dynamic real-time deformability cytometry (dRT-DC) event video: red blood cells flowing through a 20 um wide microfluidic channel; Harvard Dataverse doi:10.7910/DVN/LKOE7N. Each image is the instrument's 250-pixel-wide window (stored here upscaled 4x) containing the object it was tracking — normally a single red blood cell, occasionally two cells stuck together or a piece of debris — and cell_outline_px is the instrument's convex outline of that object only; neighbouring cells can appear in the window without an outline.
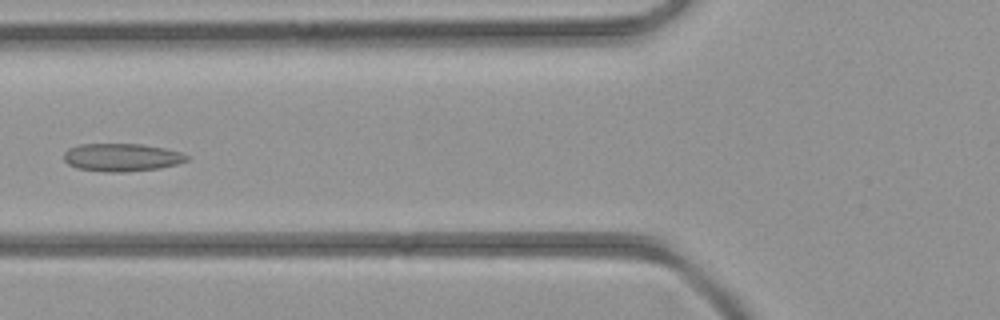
{"species": "common noctule bat (a hibernating species)", "species_latin": "Nyctalus noctula", "temperature_condition": "room temperature", "stored_images_in_passage": 43, "camera_frame_rate_fps": 3000, "um_per_image_px": 0.085, "animal": {"sex": "female", "body_mass_g": 21.9}, "frame": {"image": 1, "passage_image": 16, "time_ms": 5.0, "image_size_px": [1000, 320], "cell_outline_px": [[188, 160], [176, 164], [160, 168], [124, 172], [108, 172], [76, 168], [68, 164], [64, 160], [64, 152], [68, 148], [80, 144], [140, 144], [164, 148], [180, 152], [188, 156]], "centroid_in_image_um": [10.32, 13.37], "position_along_channel_um": 115.5, "area_um2": 19.94}}
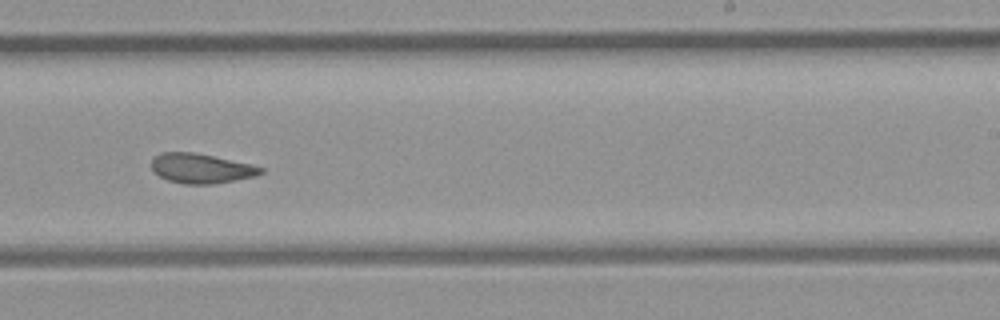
{"frame": {"image": 2, "passage_image": 26, "time_ms": 8.333, "image_size_px": [1000, 320], "cell_outline_px": [[264, 172], [256, 176], [212, 184], [184, 184], [168, 180], [160, 176], [152, 168], [152, 160], [160, 152], [196, 152], [252, 164], [264, 168]], "centroid_in_image_um": [17.13, 14.3], "position_along_channel_um": 271.9, "area_um2": 18.9}}
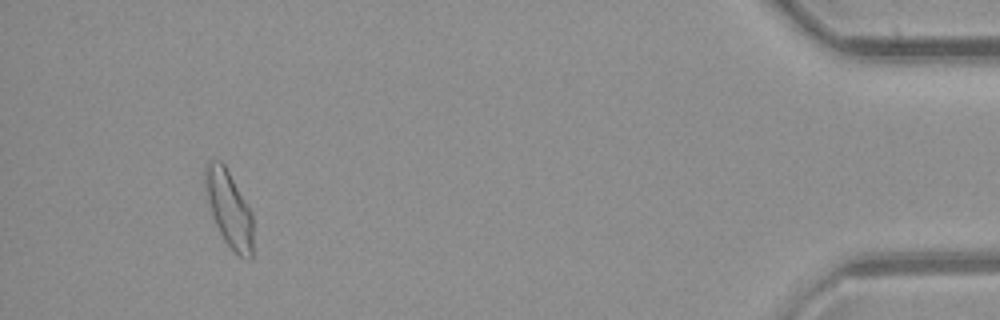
{"frame": {"image": 3, "passage_image": 40, "time_ms": 13.0, "image_size_px": [1000, 320], "cell_outline_px": [[252, 260], [248, 260], [240, 256], [224, 240], [212, 216], [204, 184], [204, 168], [212, 160], [220, 160], [224, 164], [252, 212]], "centroid_in_image_um": [19.47, 17.74], "position_along_channel_um": 415.7, "area_um2": 20.98}}